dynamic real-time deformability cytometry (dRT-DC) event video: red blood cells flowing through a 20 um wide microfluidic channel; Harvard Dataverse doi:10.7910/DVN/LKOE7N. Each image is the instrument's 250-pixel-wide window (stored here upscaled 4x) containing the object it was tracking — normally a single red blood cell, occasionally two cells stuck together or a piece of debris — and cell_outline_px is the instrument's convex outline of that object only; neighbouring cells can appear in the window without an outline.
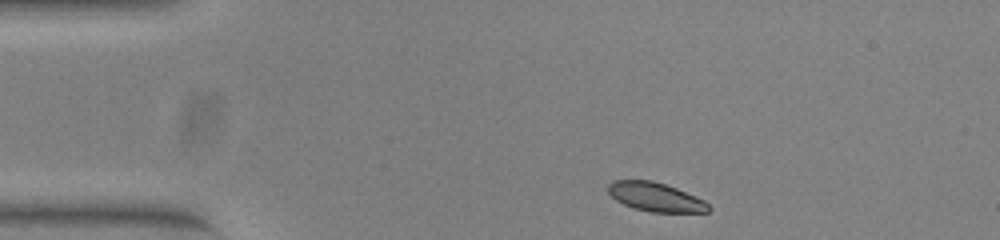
{"species": "common noctule bat (a hibernating species)", "species_latin": "Nyctalus noctula", "temperature_condition": "warm", "stored_images_in_passage": 44, "camera_frame_rate_fps": 3000, "um_per_image_px": 0.085, "animal": {"sex": "female", "body_mass_g": 23.0, "forearm_length_mm": 53.4}, "frame": {"image": 1, "passage_image": 1, "time_ms": 0.0, "image_size_px": [1000, 240], "cell_outline_px": [[712, 208], [708, 212], [652, 212], [636, 208], [624, 204], [616, 200], [608, 192], [608, 184], [612, 180], [652, 180], [676, 188], [704, 200]], "centroid_in_image_um": [55.72, 16.74], "position_along_channel_um": 29.3, "area_um2": 16.76}}
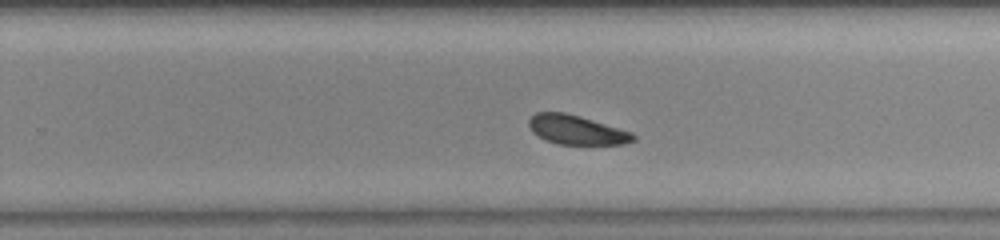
{"frame": {"image": 2, "passage_image": 25, "time_ms": 8.0, "image_size_px": [1000, 240], "cell_outline_px": [[636, 140], [624, 144], [556, 144], [532, 132], [528, 124], [528, 120], [536, 112], [564, 112], [580, 116], [632, 132], [636, 136]], "centroid_in_image_um": [49.02, 11.03], "position_along_channel_um": 280.8, "area_um2": 17.69}}
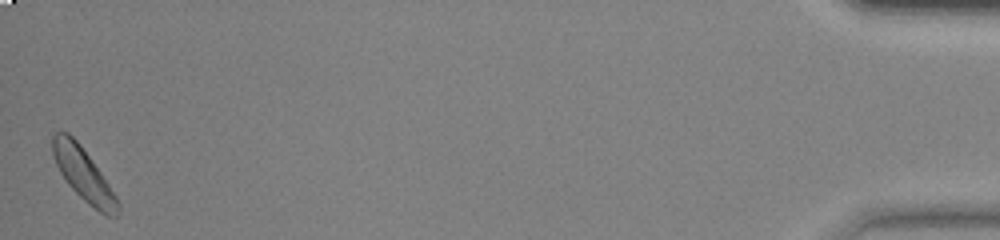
{"frame": {"image": 3, "passage_image": 44, "time_ms": 14.333, "image_size_px": [1000, 240], "cell_outline_px": [[120, 208], [116, 216], [104, 216], [88, 204], [64, 180], [52, 156], [52, 136], [56, 132], [68, 132], [80, 144], [100, 172], [116, 196], [120, 204]], "centroid_in_image_um": [7.08, 14.84], "position_along_channel_um": 428.1, "area_um2": 19.83}, "authors_computed_cell_mechanics": {"area_um2": 18.8717, "velocity_mm_per_s": 3.866, "shape_relaxation_time_tau1_ms": 1.1814, "shape_relaxation_time_tau2_ms": 9.977, "deformation_change_tau1": 0.0846, "deformation_change_tau2": 0.1578}}